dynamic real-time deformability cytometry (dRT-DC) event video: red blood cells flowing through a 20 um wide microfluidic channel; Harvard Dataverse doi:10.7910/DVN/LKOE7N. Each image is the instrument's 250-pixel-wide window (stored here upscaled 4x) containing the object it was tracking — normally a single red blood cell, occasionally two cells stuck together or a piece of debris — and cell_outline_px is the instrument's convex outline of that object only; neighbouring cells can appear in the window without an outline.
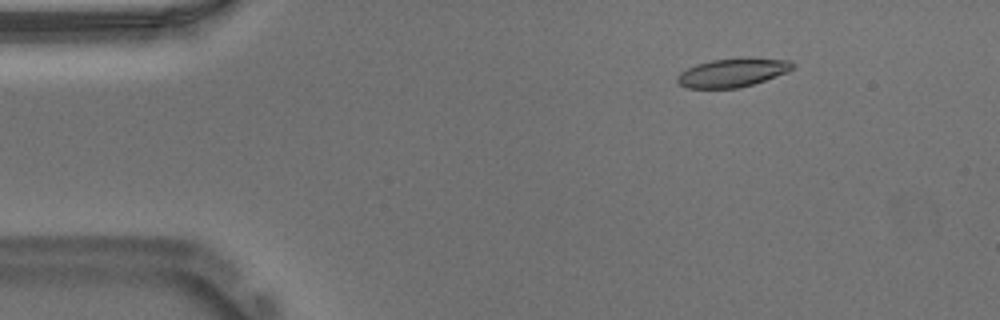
{"species": "Egyptian fruit bat (a non-hibernating species)", "species_latin": "Rousettus aegyptiacus", "temperature_condition": "warm", "stored_images_in_passage": 17, "camera_frame_rate_fps": 3000, "um_per_image_px": 0.085, "animal": {"sex": "male"}, "frame": {"image": 1, "passage_image": 8, "time_ms": 2.333, "image_size_px": [1000, 320], "cell_outline_px": [[796, 64], [788, 72], [752, 84], [736, 88], [688, 88], [680, 84], [676, 80], [676, 76], [680, 72], [696, 64], [712, 60], [792, 60]], "centroid_in_image_um": [62.21, 6.21], "position_along_channel_um": 22.8, "area_um2": 18.38}}
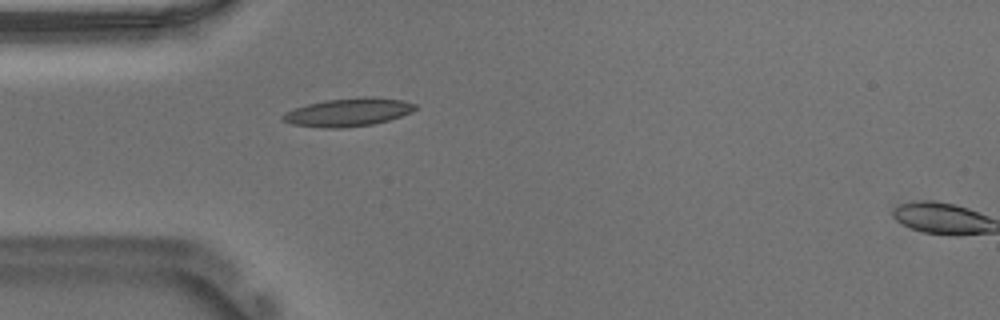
{"frame": {"image": 2, "passage_image": 16, "time_ms": 5.0, "image_size_px": [1000, 320], "cell_outline_px": [[416, 108], [412, 112], [388, 120], [372, 124], [344, 128], [324, 128], [292, 124], [284, 120], [280, 116], [296, 108], [308, 104], [324, 100], [364, 96], [372, 96], [404, 100], [416, 104]], "centroid_in_image_um": [29.64, 9.53], "position_along_channel_um": 55.4, "area_um2": 21.68}}